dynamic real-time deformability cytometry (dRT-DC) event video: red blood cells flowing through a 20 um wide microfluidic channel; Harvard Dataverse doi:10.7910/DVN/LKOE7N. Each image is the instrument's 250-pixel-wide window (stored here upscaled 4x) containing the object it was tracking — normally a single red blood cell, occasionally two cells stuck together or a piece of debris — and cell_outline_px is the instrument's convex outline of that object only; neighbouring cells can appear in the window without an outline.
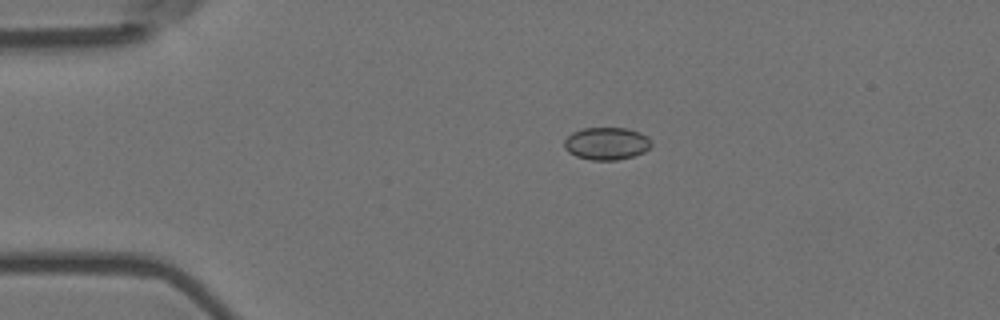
{"species": "Egyptian fruit bat (a non-hibernating species)", "species_latin": "Rousettus aegyptiacus", "temperature_condition": "room temperature", "stored_images_in_passage": 3, "camera_frame_rate_fps": 3000, "um_per_image_px": 0.085, "animal": {"sex": "female"}, "frame": {"image": 1, "passage_image": 2, "time_ms": 0.333, "image_size_px": [1000, 320], "cell_outline_px": [[652, 144], [644, 152], [632, 156], [616, 160], [592, 160], [576, 156], [568, 152], [564, 148], [564, 140], [572, 132], [584, 128], [628, 128], [640, 132], [648, 136], [652, 140]], "centroid_in_image_um": [51.56, 12.19], "position_along_channel_um": 33.4, "area_um2": 16.59}}